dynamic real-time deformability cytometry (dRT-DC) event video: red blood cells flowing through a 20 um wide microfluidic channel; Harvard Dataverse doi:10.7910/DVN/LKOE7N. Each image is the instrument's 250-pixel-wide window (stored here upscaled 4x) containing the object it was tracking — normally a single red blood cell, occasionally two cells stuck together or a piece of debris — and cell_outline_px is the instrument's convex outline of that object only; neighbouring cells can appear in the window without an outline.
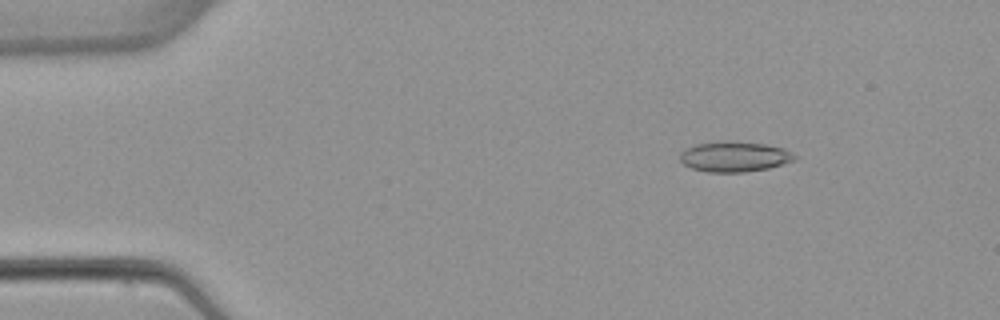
{"species": "common noctule bat (a hibernating species)", "species_latin": "Nyctalus noctula", "temperature_condition": "warm", "stored_images_in_passage": 6, "camera_frame_rate_fps": 3000, "um_per_image_px": 0.085, "animal": {"sex": "female", "body_mass_g": 22.7, "forearm_length_mm": 54.2}, "frame": {"image": 1, "passage_image": 3, "time_ms": 2.333, "image_size_px": [1000, 320], "cell_outline_px": [[796, 160], [768, 168], [744, 172], [708, 172], [692, 168], [684, 164], [680, 160], [680, 152], [684, 148], [696, 144], [720, 140], [728, 140], [764, 144], [784, 148], [792, 152], [796, 156]], "centroid_in_image_um": [62.41, 13.3], "position_along_channel_um": 22.6, "area_um2": 20.46}}